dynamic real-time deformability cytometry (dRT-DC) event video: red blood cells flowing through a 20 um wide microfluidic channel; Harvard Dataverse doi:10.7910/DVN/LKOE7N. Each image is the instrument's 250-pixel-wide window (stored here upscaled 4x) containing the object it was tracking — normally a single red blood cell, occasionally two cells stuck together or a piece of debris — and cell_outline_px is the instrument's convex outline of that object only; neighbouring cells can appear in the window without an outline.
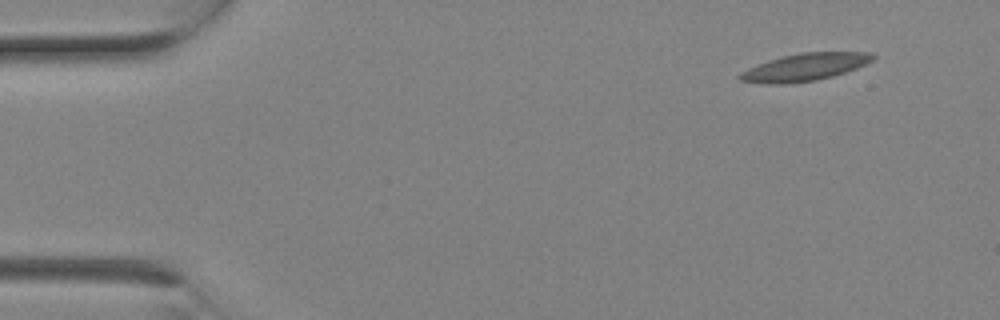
{"species": "Egyptian fruit bat (a non-hibernating species)", "species_latin": "Rousettus aegyptiacus", "temperature_condition": "room temperature", "stored_images_in_passage": 1, "camera_frame_rate_fps": 3000, "um_per_image_px": 0.085, "animal": {"sex": "female"}, "frame": {"image": 1, "passage_image": 1, "time_ms": 0.0, "image_size_px": [1000, 320], "cell_outline_px": [[876, 56], [872, 60], [856, 68], [832, 76], [816, 80], [780, 84], [764, 84], [740, 80], [736, 76], [740, 72], [748, 68], [768, 60], [800, 52], [872, 52]], "centroid_in_image_um": [68.37, 5.7], "position_along_channel_um": 16.6, "area_um2": 21.1}}